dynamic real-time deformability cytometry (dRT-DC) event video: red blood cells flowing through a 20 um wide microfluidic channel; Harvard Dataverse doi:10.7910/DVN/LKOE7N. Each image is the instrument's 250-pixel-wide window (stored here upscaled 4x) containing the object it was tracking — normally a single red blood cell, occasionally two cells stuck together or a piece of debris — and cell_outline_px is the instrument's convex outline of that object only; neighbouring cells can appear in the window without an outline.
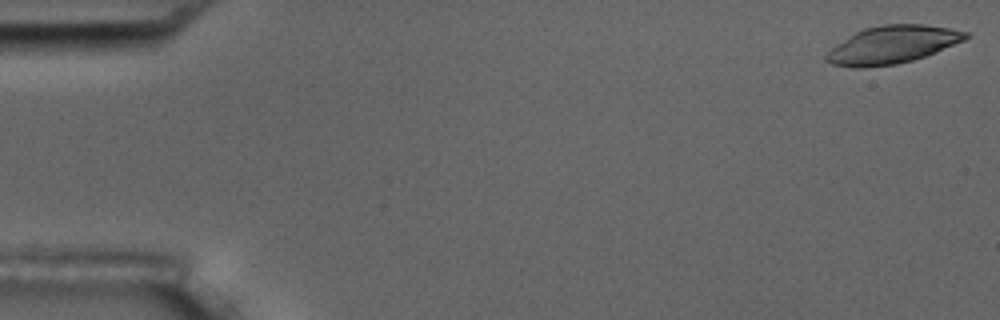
{"species": "common noctule bat (a hibernating species)", "species_latin": "Nyctalus noctula", "temperature_condition": "room temperature", "stored_images_in_passage": 5, "camera_frame_rate_fps": 3000, "um_per_image_px": 0.085, "animal": {"sex": "male", "body_mass_g": 17.5, "forearm_length_mm": 52.3}, "frame": {"image": 1, "passage_image": 5, "time_ms": 6.333, "image_size_px": [1000, 320], "cell_outline_px": [[972, 36], [964, 40], [924, 56], [912, 60], [896, 64], [860, 68], [852, 68], [832, 64], [824, 60], [824, 56], [836, 44], [848, 36], [864, 28], [884, 24], [924, 24], [948, 28], [968, 32]], "centroid_in_image_um": [75.82, 3.8], "position_along_channel_um": 9.2, "area_um2": 30.46}}